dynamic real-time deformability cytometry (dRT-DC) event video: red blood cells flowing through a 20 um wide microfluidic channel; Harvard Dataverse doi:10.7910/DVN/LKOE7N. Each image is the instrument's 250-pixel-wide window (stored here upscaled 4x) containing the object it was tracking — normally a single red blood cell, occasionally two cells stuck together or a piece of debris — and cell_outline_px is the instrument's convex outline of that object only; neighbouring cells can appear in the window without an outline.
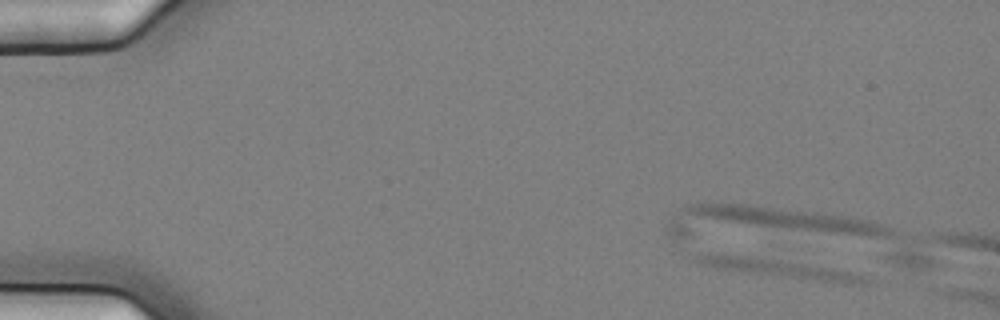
{"species": "common noctule bat (a hibernating species)", "species_latin": "Nyctalus noctula", "temperature_condition": "cold", "stored_images_in_passage": 5, "camera_frame_rate_fps": 3000, "um_per_image_px": 0.085, "animal": {"sex": "female", "body_mass_g": 25.1}, "frame": {"image": 1, "passage_image": 1, "time_ms": 0.0, "image_size_px": [1000, 320], "cell_outline_px": [[872, 280], [868, 284], [840, 284], [716, 268], [692, 260], [684, 256], [696, 252], [708, 252], [756, 256], [832, 268], [852, 272], [864, 276]], "centroid_in_image_um": [66.1, 22.78], "position_along_channel_um": 18.9, "area_um2": 18.9}}